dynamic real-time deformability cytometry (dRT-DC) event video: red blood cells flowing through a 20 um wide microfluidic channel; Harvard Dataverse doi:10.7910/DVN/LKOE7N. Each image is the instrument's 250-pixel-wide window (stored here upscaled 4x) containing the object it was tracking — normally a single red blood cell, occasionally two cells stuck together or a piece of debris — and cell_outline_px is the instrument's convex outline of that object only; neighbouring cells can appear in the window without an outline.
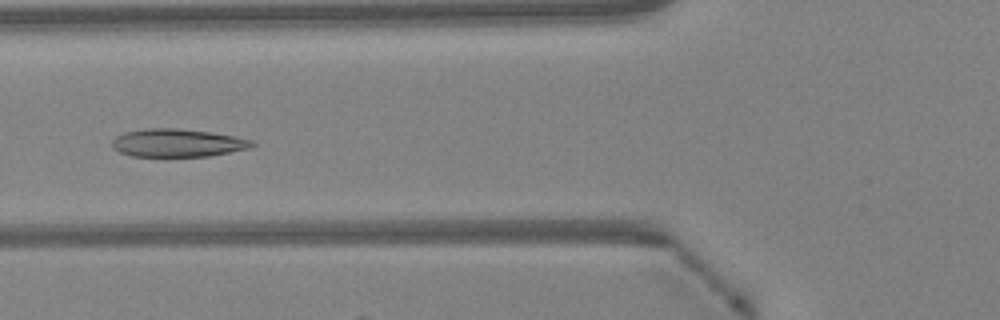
{"species": "Egyptian fruit bat (a non-hibernating species)", "species_latin": "Rousettus aegyptiacus", "temperature_condition": "warm", "stored_images_in_passage": 46, "camera_frame_rate_fps": 3000, "um_per_image_px": 0.085, "animal": {"sex": "female"}, "frame": {"image": 1, "passage_image": 17, "time_ms": 5.333, "image_size_px": [1000, 320], "cell_outline_px": [[256, 144], [248, 148], [208, 156], [132, 156], [120, 152], [112, 148], [112, 140], [116, 136], [124, 132], [144, 128], [176, 128], [208, 132], [236, 136], [256, 140]], "centroid_in_image_um": [15.08, 12.14], "position_along_channel_um": 110.7, "area_um2": 22.83}}
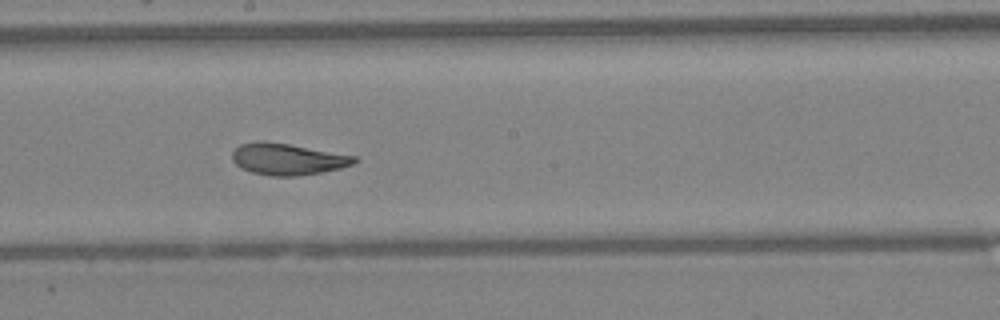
{"frame": {"image": 2, "passage_image": 25, "time_ms": 8.0, "image_size_px": [1000, 320], "cell_outline_px": [[360, 160], [352, 164], [340, 168], [320, 172], [296, 176], [272, 176], [252, 172], [240, 168], [232, 160], [232, 152], [240, 144], [264, 140], [288, 144], [356, 156]], "centroid_in_image_um": [24.43, 13.52], "position_along_channel_um": 223.8, "area_um2": 22.31}}
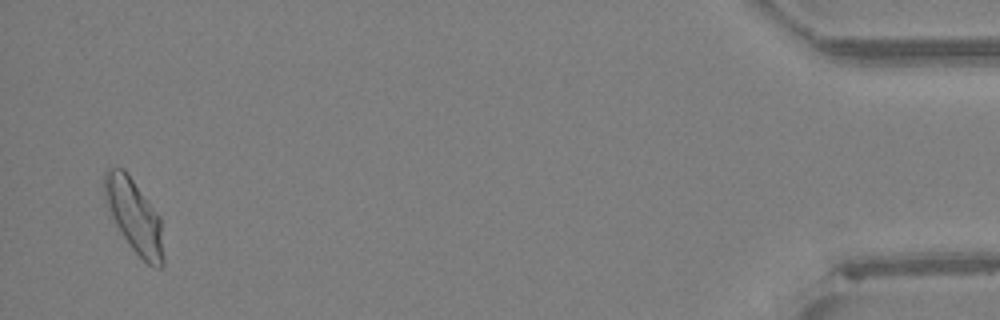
{"frame": {"image": 3, "passage_image": 45, "time_ms": 14.667, "image_size_px": [1000, 320], "cell_outline_px": [[164, 264], [160, 268], [156, 268], [148, 264], [132, 248], [116, 224], [112, 216], [104, 196], [104, 172], [108, 168], [124, 168], [160, 216], [164, 256]], "centroid_in_image_um": [11.43, 18.36], "position_along_channel_um": 423.8, "area_um2": 24.85}, "authors_computed_cell_mechanics": {"area_um2": 23.2645, "velocity_mm_per_s": 4.2554, "shape_relaxation_time_tau1_ms": 4.0012, "shape_relaxation_time_tau2_ms": 0.8949, "deformation_change_tau1": 0.143, "deformation_change_tau2": 0.0567}}